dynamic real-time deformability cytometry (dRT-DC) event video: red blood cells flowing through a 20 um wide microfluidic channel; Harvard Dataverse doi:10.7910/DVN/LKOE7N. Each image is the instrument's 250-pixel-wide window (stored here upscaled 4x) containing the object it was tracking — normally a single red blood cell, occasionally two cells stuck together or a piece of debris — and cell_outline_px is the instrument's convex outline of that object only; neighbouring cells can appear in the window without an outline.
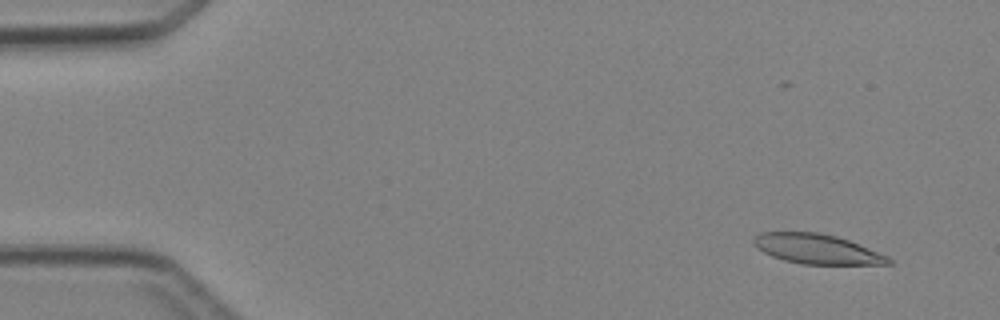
{"species": "Egyptian fruit bat (a non-hibernating species)", "species_latin": "Rousettus aegyptiacus", "temperature_condition": "cold", "stored_images_in_passage": 3, "camera_frame_rate_fps": 3000, "um_per_image_px": 0.085, "animal": {"sex": "female"}, "frame": {"image": 1, "passage_image": 1, "time_ms": 0.0, "image_size_px": [1000, 320], "cell_outline_px": [[892, 264], [800, 264], [784, 260], [772, 256], [756, 248], [752, 240], [760, 232], [820, 232], [836, 236], [848, 240], [888, 256], [892, 260]], "centroid_in_image_um": [69.42, 21.16], "position_along_channel_um": 15.6, "area_um2": 23.29}}
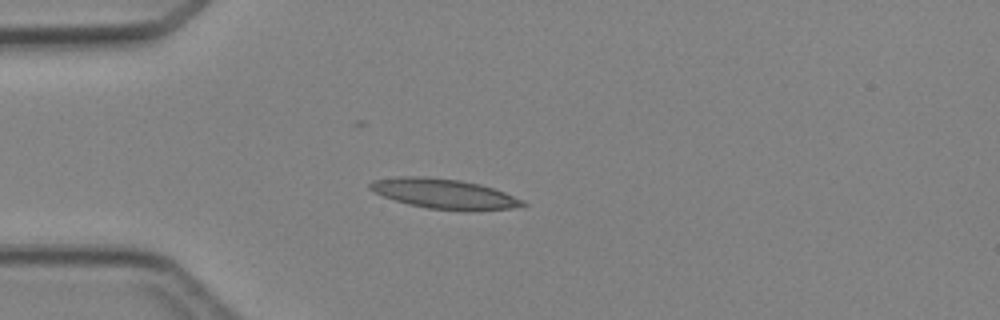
{"frame": {"image": 2, "passage_image": 3, "time_ms": 3.0, "image_size_px": [1000, 320], "cell_outline_px": [[528, 204], [512, 208], [428, 208], [408, 204], [384, 196], [368, 188], [368, 184], [376, 180], [400, 176], [424, 176], [460, 180], [480, 184], [504, 192], [524, 200]], "centroid_in_image_um": [37.69, 16.42], "position_along_channel_um": 47.3, "area_um2": 25.43}}